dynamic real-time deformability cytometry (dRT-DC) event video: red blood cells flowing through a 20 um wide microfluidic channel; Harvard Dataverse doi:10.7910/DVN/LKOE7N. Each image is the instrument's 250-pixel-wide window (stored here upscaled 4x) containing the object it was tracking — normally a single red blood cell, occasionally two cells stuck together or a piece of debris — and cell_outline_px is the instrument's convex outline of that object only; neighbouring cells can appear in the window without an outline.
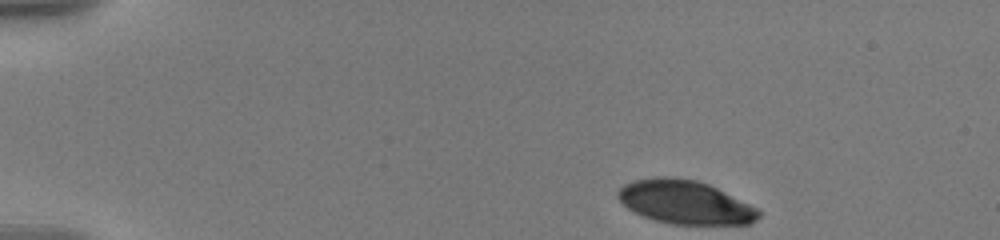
{"species": "human", "species_latin": "Homo sapiens", "temperature_condition": "warm", "stored_images_in_passage": 46, "camera_frame_rate_fps": 3000, "um_per_image_px": 0.085, "donor": {"sex": "male"}, "frame": {"image": 1, "passage_image": 1, "time_ms": 0.0, "image_size_px": [1000, 240], "cell_outline_px": [[760, 216], [752, 224], [672, 224], [652, 220], [628, 208], [616, 196], [616, 192], [624, 184], [632, 180], [652, 176], [668, 176], [696, 180], [708, 184], [756, 208], [760, 212]], "centroid_in_image_um": [58.18, 17.18], "position_along_channel_um": 26.8, "area_um2": 35.6}}
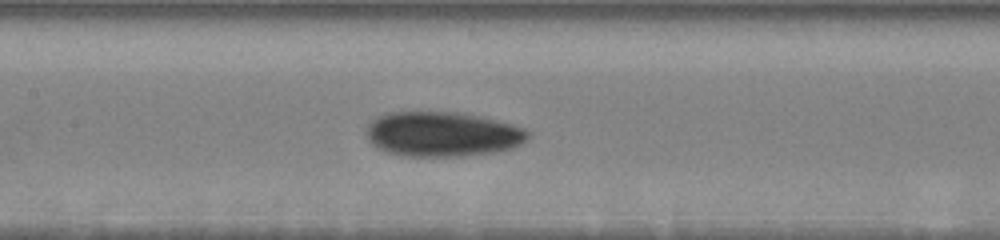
{"frame": {"image": 2, "passage_image": 20, "time_ms": 6.667, "image_size_px": [1000, 240], "cell_outline_px": [[532, 132], [528, 140], [512, 148], [492, 152], [464, 156], [400, 156], [384, 152], [376, 148], [368, 140], [364, 132], [368, 124], [376, 116], [388, 112], [460, 112], [480, 116], [512, 124], [524, 128]], "centroid_in_image_um": [37.57, 11.4], "position_along_channel_um": 169.8, "area_um2": 42.83}}
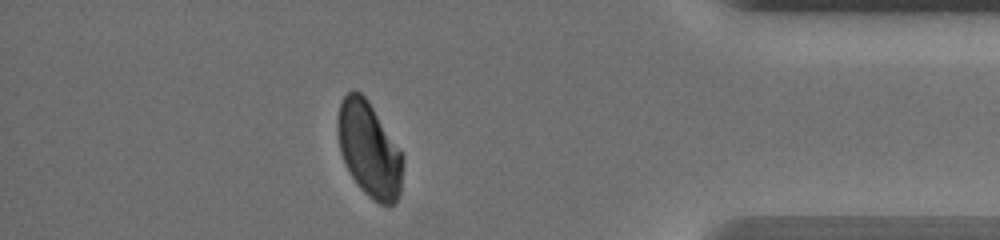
{"frame": {"image": 3, "passage_image": 40, "time_ms": 14.0, "image_size_px": [1000, 240], "cell_outline_px": [[404, 160], [400, 192], [396, 204], [380, 204], [372, 200], [360, 188], [352, 176], [340, 152], [336, 132], [336, 120], [340, 104], [344, 96], [352, 88], [360, 92], [368, 100], [400, 148], [404, 156]], "centroid_in_image_um": [31.38, 12.69], "position_along_channel_um": 403.8, "area_um2": 36.47}, "authors_computed_cell_mechanics": {"area_um2": 39.4196, "velocity_mm_per_s": 3.5739, "shape_relaxation_time_tau1_ms": 3.6487, "shape_relaxation_time_tau2_ms": 2.5442, "deformation_change_tau1": 0.1223, "deformation_change_tau2": 0.0606}}